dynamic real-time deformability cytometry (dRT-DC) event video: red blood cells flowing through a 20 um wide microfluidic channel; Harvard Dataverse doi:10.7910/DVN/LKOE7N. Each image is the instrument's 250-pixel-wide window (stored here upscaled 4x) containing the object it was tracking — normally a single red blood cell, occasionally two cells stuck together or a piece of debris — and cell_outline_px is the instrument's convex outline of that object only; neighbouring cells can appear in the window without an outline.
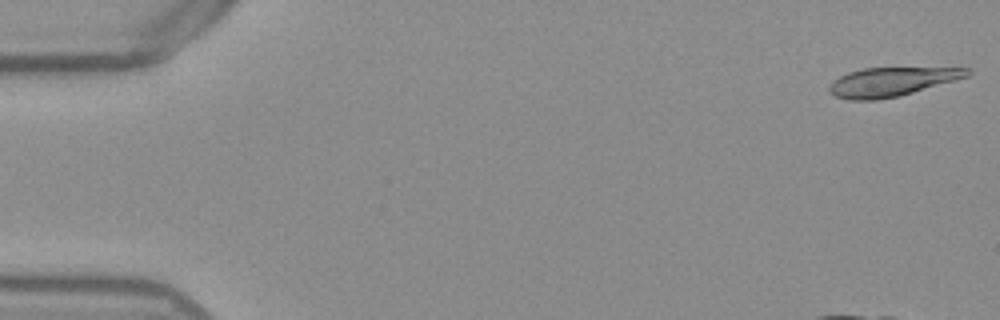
{"species": "Egyptian fruit bat (a non-hibernating species)", "species_latin": "Rousettus aegyptiacus", "temperature_condition": "warm", "stored_images_in_passage": 35, "camera_frame_rate_fps": 3000, "um_per_image_px": 0.085, "frame": {"image": 1, "passage_image": 1, "time_ms": 0.0, "image_size_px": [1000, 320], "cell_outline_px": [[972, 72], [968, 76], [956, 80], [900, 96], [876, 100], [848, 100], [836, 96], [828, 92], [828, 88], [832, 80], [848, 72], [864, 68], [972, 68]], "centroid_in_image_um": [75.77, 6.96], "position_along_channel_um": 9.2, "area_um2": 23.29}}